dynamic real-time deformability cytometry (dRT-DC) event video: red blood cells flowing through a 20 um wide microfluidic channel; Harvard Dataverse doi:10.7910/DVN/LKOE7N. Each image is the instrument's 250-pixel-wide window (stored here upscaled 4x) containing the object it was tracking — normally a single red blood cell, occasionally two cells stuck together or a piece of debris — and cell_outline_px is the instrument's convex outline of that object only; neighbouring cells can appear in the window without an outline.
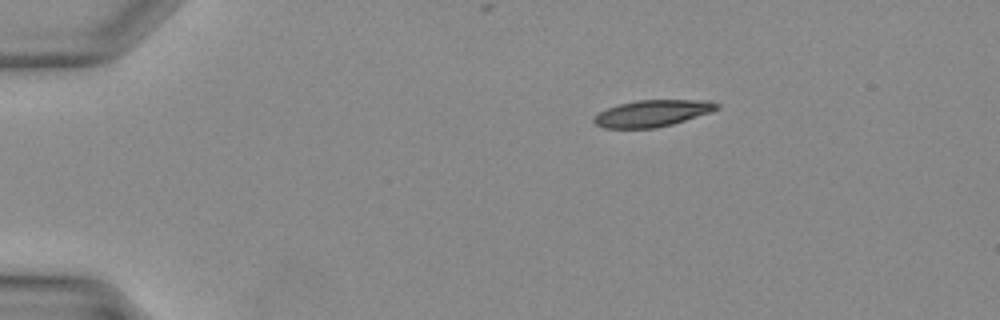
{"species": "Egyptian fruit bat (a non-hibernating species)", "species_latin": "Rousettus aegyptiacus", "temperature_condition": "warm", "stored_images_in_passage": 32, "camera_frame_rate_fps": 3000, "um_per_image_px": 0.085, "animal": {"sex": "female"}, "frame": {"image": 1, "passage_image": 1, "time_ms": 0.0, "image_size_px": [1000, 320], "cell_outline_px": [[720, 108], [712, 112], [672, 124], [656, 128], [604, 128], [596, 124], [592, 120], [600, 112], [608, 108], [620, 104], [636, 100], [708, 100], [720, 104]], "centroid_in_image_um": [55.5, 9.63], "position_along_channel_um": 29.5, "area_um2": 19.02}}
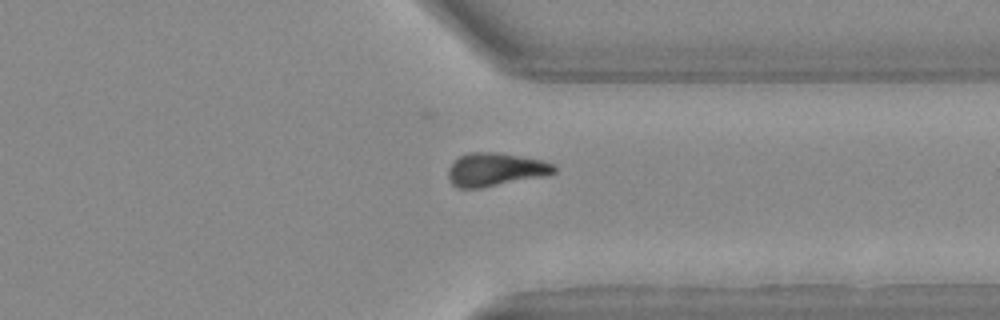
{"frame": {"image": 2, "passage_image": 24, "time_ms": 7.667, "image_size_px": [1000, 320], "cell_outline_px": [[556, 172], [544, 176], [480, 188], [456, 188], [448, 180], [448, 168], [460, 156], [472, 152], [492, 152], [540, 160], [556, 164]], "centroid_in_image_um": [42.09, 14.43], "position_along_channel_um": 369.3, "area_um2": 20.29}}
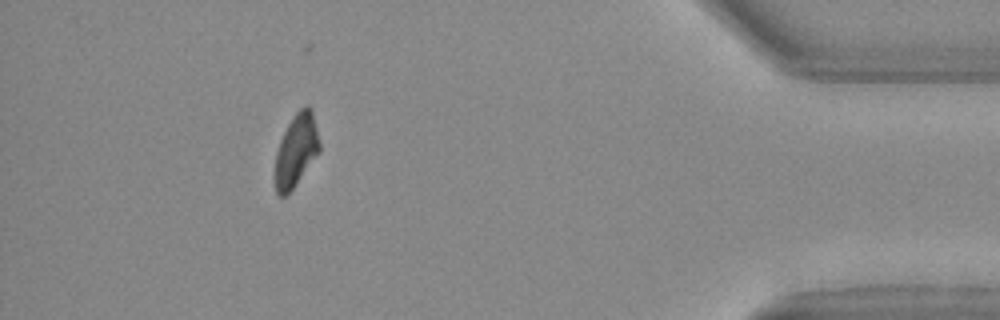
{"frame": {"image": 3, "passage_image": 29, "time_ms": 9.333, "image_size_px": [1000, 320], "cell_outline_px": [[320, 152], [292, 188], [284, 196], [276, 196], [276, 152], [280, 140], [288, 124], [296, 112], [300, 108], [308, 104], [312, 108], [320, 144]], "centroid_in_image_um": [25.19, 12.73], "position_along_channel_um": 410.0, "area_um2": 18.5}}